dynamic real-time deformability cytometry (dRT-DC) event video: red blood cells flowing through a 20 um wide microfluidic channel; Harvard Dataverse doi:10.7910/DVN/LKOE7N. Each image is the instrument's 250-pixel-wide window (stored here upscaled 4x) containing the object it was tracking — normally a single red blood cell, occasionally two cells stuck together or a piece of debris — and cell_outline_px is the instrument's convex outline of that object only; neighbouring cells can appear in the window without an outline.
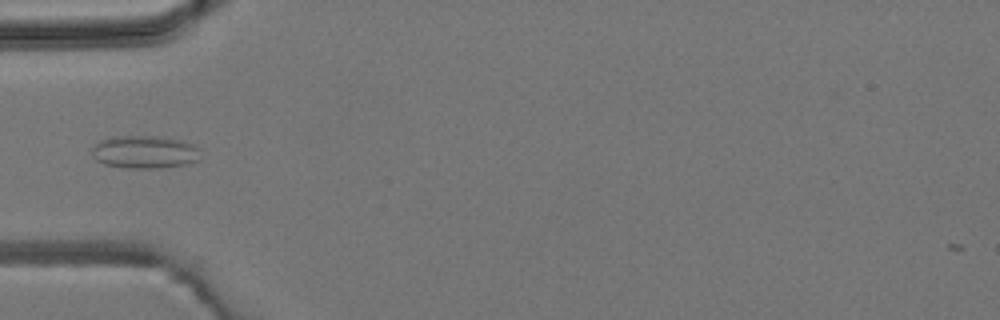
{"species": "common noctule bat (a hibernating species)", "species_latin": "Nyctalus noctula", "temperature_condition": "room temperature", "stored_images_in_passage": 5, "camera_frame_rate_fps": 3000, "um_per_image_px": 0.085, "animal": {"sex": "male", "body_mass_g": 19.2, "forearm_length_mm": 51.8}, "frame": {"image": 1, "passage_image": 5, "time_ms": 5.0, "image_size_px": [1000, 320], "cell_outline_px": [[200, 160], [188, 164], [160, 168], [128, 168], [104, 164], [96, 160], [92, 156], [92, 148], [100, 140], [112, 136], [152, 136], [184, 140], [196, 144], [200, 148]], "centroid_in_image_um": [12.35, 12.92], "position_along_channel_um": 72.7, "area_um2": 21.15}}